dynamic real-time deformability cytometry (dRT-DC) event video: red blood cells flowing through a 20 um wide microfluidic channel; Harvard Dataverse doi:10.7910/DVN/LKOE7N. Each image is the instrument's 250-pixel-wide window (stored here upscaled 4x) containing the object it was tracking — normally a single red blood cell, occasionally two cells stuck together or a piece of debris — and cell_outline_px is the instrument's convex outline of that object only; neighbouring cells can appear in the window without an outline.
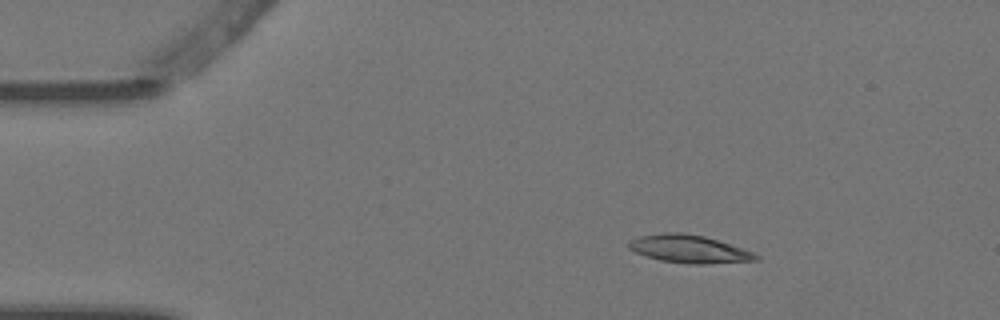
{"species": "Egyptian fruit bat (a non-hibernating species)", "species_latin": "Rousettus aegyptiacus", "temperature_condition": "warm", "stored_images_in_passage": 3, "camera_frame_rate_fps": 3000, "um_per_image_px": 0.085, "animal": {"sex": "female"}, "frame": {"image": 1, "passage_image": 1, "time_ms": 0.0, "image_size_px": [1000, 320], "cell_outline_px": [[760, 260], [704, 264], [692, 264], [660, 260], [644, 256], [628, 248], [628, 240], [640, 236], [664, 232], [680, 232], [704, 236], [752, 252], [760, 256]], "centroid_in_image_um": [58.53, 21.16], "position_along_channel_um": 26.5, "area_um2": 20.52}}